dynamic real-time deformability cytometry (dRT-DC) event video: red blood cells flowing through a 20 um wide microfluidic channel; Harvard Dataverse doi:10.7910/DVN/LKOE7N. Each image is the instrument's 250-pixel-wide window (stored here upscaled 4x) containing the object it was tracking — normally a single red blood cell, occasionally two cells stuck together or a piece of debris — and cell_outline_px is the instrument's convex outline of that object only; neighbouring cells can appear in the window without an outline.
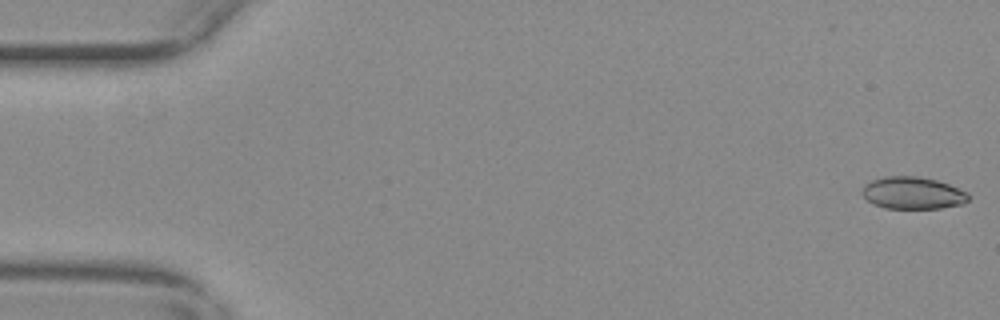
{"species": "common noctule bat (a hibernating species)", "species_latin": "Nyctalus noctula", "temperature_condition": "warm", "stored_images_in_passage": 15, "camera_frame_rate_fps": 3000, "um_per_image_px": 0.085, "animal": {"sex": "female", "body_mass_g": 29.2, "forearm_length_mm": 56.3}, "frame": {"image": 1, "passage_image": 1, "time_ms": 0.0, "image_size_px": [1000, 320], "cell_outline_px": [[968, 200], [964, 204], [940, 208], [884, 208], [872, 204], [860, 192], [864, 184], [872, 180], [888, 176], [916, 176], [936, 180], [948, 184], [968, 192]], "centroid_in_image_um": [77.57, 16.41], "position_along_channel_um": 7.4, "area_um2": 19.94}}
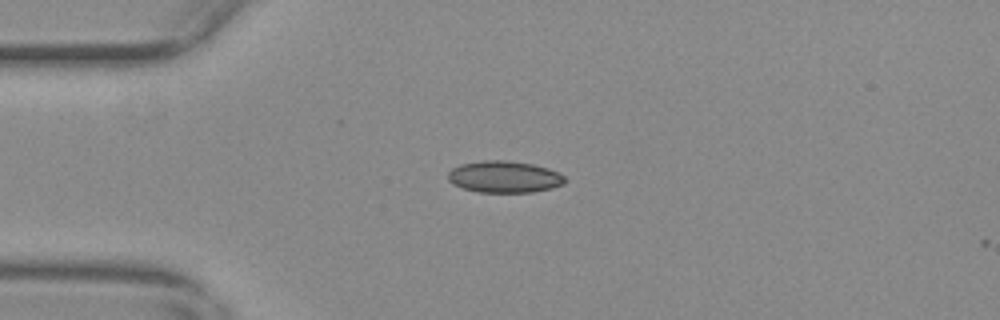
{"frame": {"image": 2, "passage_image": 14, "time_ms": 4.333, "image_size_px": [1000, 320], "cell_outline_px": [[568, 180], [564, 184], [552, 188], [532, 192], [476, 192], [452, 184], [448, 180], [448, 172], [452, 168], [460, 164], [484, 160], [508, 160], [532, 164], [548, 168], [564, 176]], "centroid_in_image_um": [42.86, 15.03], "position_along_channel_um": 42.1, "area_um2": 21.73}}